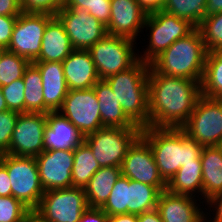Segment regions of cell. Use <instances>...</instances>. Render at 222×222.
I'll use <instances>...</instances> for the list:
<instances>
[{"label": "cell", "mask_w": 222, "mask_h": 222, "mask_svg": "<svg viewBox=\"0 0 222 222\" xmlns=\"http://www.w3.org/2000/svg\"><path fill=\"white\" fill-rule=\"evenodd\" d=\"M201 95V82L149 72V126L181 129Z\"/></svg>", "instance_id": "6da1fadb"}, {"label": "cell", "mask_w": 222, "mask_h": 222, "mask_svg": "<svg viewBox=\"0 0 222 222\" xmlns=\"http://www.w3.org/2000/svg\"><path fill=\"white\" fill-rule=\"evenodd\" d=\"M141 137L149 144L163 180L168 183L181 166L195 163L202 146L182 129L146 127Z\"/></svg>", "instance_id": "7a4b0ae2"}, {"label": "cell", "mask_w": 222, "mask_h": 222, "mask_svg": "<svg viewBox=\"0 0 222 222\" xmlns=\"http://www.w3.org/2000/svg\"><path fill=\"white\" fill-rule=\"evenodd\" d=\"M207 51L200 31L176 40L150 63L149 72L202 81Z\"/></svg>", "instance_id": "3957f363"}, {"label": "cell", "mask_w": 222, "mask_h": 222, "mask_svg": "<svg viewBox=\"0 0 222 222\" xmlns=\"http://www.w3.org/2000/svg\"><path fill=\"white\" fill-rule=\"evenodd\" d=\"M149 70L150 64L139 59L129 69L105 79L126 116L141 129L149 127Z\"/></svg>", "instance_id": "277c9868"}, {"label": "cell", "mask_w": 222, "mask_h": 222, "mask_svg": "<svg viewBox=\"0 0 222 222\" xmlns=\"http://www.w3.org/2000/svg\"><path fill=\"white\" fill-rule=\"evenodd\" d=\"M150 30L147 36L149 43L146 50L138 54V58L150 64L176 40L192 33L196 27L187 20L176 17L163 10L147 14L144 27Z\"/></svg>", "instance_id": "5b68a950"}, {"label": "cell", "mask_w": 222, "mask_h": 222, "mask_svg": "<svg viewBox=\"0 0 222 222\" xmlns=\"http://www.w3.org/2000/svg\"><path fill=\"white\" fill-rule=\"evenodd\" d=\"M135 44L130 38L107 34L89 49L100 80L129 69L139 60Z\"/></svg>", "instance_id": "8992f818"}, {"label": "cell", "mask_w": 222, "mask_h": 222, "mask_svg": "<svg viewBox=\"0 0 222 222\" xmlns=\"http://www.w3.org/2000/svg\"><path fill=\"white\" fill-rule=\"evenodd\" d=\"M142 129L102 127L84 136L100 167H121L128 149L141 136Z\"/></svg>", "instance_id": "52a82bcc"}, {"label": "cell", "mask_w": 222, "mask_h": 222, "mask_svg": "<svg viewBox=\"0 0 222 222\" xmlns=\"http://www.w3.org/2000/svg\"><path fill=\"white\" fill-rule=\"evenodd\" d=\"M1 163L7 168L11 181L12 196L33 212L38 207L45 192L40 182L35 157L3 153Z\"/></svg>", "instance_id": "ba28073f"}, {"label": "cell", "mask_w": 222, "mask_h": 222, "mask_svg": "<svg viewBox=\"0 0 222 222\" xmlns=\"http://www.w3.org/2000/svg\"><path fill=\"white\" fill-rule=\"evenodd\" d=\"M88 207L84 189L70 187L45 191L33 213L44 222H78Z\"/></svg>", "instance_id": "9c48e42d"}, {"label": "cell", "mask_w": 222, "mask_h": 222, "mask_svg": "<svg viewBox=\"0 0 222 222\" xmlns=\"http://www.w3.org/2000/svg\"><path fill=\"white\" fill-rule=\"evenodd\" d=\"M181 129L202 147L218 146L222 140V99L201 95Z\"/></svg>", "instance_id": "30bf717a"}, {"label": "cell", "mask_w": 222, "mask_h": 222, "mask_svg": "<svg viewBox=\"0 0 222 222\" xmlns=\"http://www.w3.org/2000/svg\"><path fill=\"white\" fill-rule=\"evenodd\" d=\"M54 16L50 13L22 12L17 16L6 50L34 62L40 54L45 28Z\"/></svg>", "instance_id": "8fae6325"}, {"label": "cell", "mask_w": 222, "mask_h": 222, "mask_svg": "<svg viewBox=\"0 0 222 222\" xmlns=\"http://www.w3.org/2000/svg\"><path fill=\"white\" fill-rule=\"evenodd\" d=\"M99 108V102L92 87L68 90L58 112L66 117L83 136H86L103 127Z\"/></svg>", "instance_id": "7c38bea8"}, {"label": "cell", "mask_w": 222, "mask_h": 222, "mask_svg": "<svg viewBox=\"0 0 222 222\" xmlns=\"http://www.w3.org/2000/svg\"><path fill=\"white\" fill-rule=\"evenodd\" d=\"M56 16L63 23L73 49L89 50L108 34L107 27L85 9L63 6Z\"/></svg>", "instance_id": "4fadbf2b"}, {"label": "cell", "mask_w": 222, "mask_h": 222, "mask_svg": "<svg viewBox=\"0 0 222 222\" xmlns=\"http://www.w3.org/2000/svg\"><path fill=\"white\" fill-rule=\"evenodd\" d=\"M47 114L20 113L14 127L9 149L15 156L36 157L44 151V129Z\"/></svg>", "instance_id": "5bb4252c"}, {"label": "cell", "mask_w": 222, "mask_h": 222, "mask_svg": "<svg viewBox=\"0 0 222 222\" xmlns=\"http://www.w3.org/2000/svg\"><path fill=\"white\" fill-rule=\"evenodd\" d=\"M122 176L151 186H167L149 144L140 136L128 149L121 165Z\"/></svg>", "instance_id": "9a60e30c"}, {"label": "cell", "mask_w": 222, "mask_h": 222, "mask_svg": "<svg viewBox=\"0 0 222 222\" xmlns=\"http://www.w3.org/2000/svg\"><path fill=\"white\" fill-rule=\"evenodd\" d=\"M35 159L45 191L72 187L74 151L46 150Z\"/></svg>", "instance_id": "2e32d148"}, {"label": "cell", "mask_w": 222, "mask_h": 222, "mask_svg": "<svg viewBox=\"0 0 222 222\" xmlns=\"http://www.w3.org/2000/svg\"><path fill=\"white\" fill-rule=\"evenodd\" d=\"M147 13L137 0H111V15L107 27L110 35L122 36L132 40L141 36Z\"/></svg>", "instance_id": "e0dca14e"}, {"label": "cell", "mask_w": 222, "mask_h": 222, "mask_svg": "<svg viewBox=\"0 0 222 222\" xmlns=\"http://www.w3.org/2000/svg\"><path fill=\"white\" fill-rule=\"evenodd\" d=\"M200 199L162 191L156 209L163 222H205V210ZM202 206V208H201ZM204 212H203V210Z\"/></svg>", "instance_id": "ac0fdd59"}, {"label": "cell", "mask_w": 222, "mask_h": 222, "mask_svg": "<svg viewBox=\"0 0 222 222\" xmlns=\"http://www.w3.org/2000/svg\"><path fill=\"white\" fill-rule=\"evenodd\" d=\"M62 65L68 90L89 89L100 80L89 50L74 49Z\"/></svg>", "instance_id": "d6986e66"}, {"label": "cell", "mask_w": 222, "mask_h": 222, "mask_svg": "<svg viewBox=\"0 0 222 222\" xmlns=\"http://www.w3.org/2000/svg\"><path fill=\"white\" fill-rule=\"evenodd\" d=\"M84 141L82 133L61 113H47L44 129V151L70 150Z\"/></svg>", "instance_id": "ffe728a7"}, {"label": "cell", "mask_w": 222, "mask_h": 222, "mask_svg": "<svg viewBox=\"0 0 222 222\" xmlns=\"http://www.w3.org/2000/svg\"><path fill=\"white\" fill-rule=\"evenodd\" d=\"M43 83L44 113L59 111L68 93L62 62H32Z\"/></svg>", "instance_id": "44dd1931"}, {"label": "cell", "mask_w": 222, "mask_h": 222, "mask_svg": "<svg viewBox=\"0 0 222 222\" xmlns=\"http://www.w3.org/2000/svg\"><path fill=\"white\" fill-rule=\"evenodd\" d=\"M73 50L63 23L55 15L45 28L40 54L34 62H63Z\"/></svg>", "instance_id": "7402d4cb"}, {"label": "cell", "mask_w": 222, "mask_h": 222, "mask_svg": "<svg viewBox=\"0 0 222 222\" xmlns=\"http://www.w3.org/2000/svg\"><path fill=\"white\" fill-rule=\"evenodd\" d=\"M93 89L96 93L103 127L136 128L126 116L112 88L105 80H99Z\"/></svg>", "instance_id": "603a6c76"}, {"label": "cell", "mask_w": 222, "mask_h": 222, "mask_svg": "<svg viewBox=\"0 0 222 222\" xmlns=\"http://www.w3.org/2000/svg\"><path fill=\"white\" fill-rule=\"evenodd\" d=\"M203 199L222 193V150L218 146L203 147L201 152Z\"/></svg>", "instance_id": "cb8c5ba5"}, {"label": "cell", "mask_w": 222, "mask_h": 222, "mask_svg": "<svg viewBox=\"0 0 222 222\" xmlns=\"http://www.w3.org/2000/svg\"><path fill=\"white\" fill-rule=\"evenodd\" d=\"M121 175V167H101L84 188L88 206L102 208Z\"/></svg>", "instance_id": "d4e9b609"}, {"label": "cell", "mask_w": 222, "mask_h": 222, "mask_svg": "<svg viewBox=\"0 0 222 222\" xmlns=\"http://www.w3.org/2000/svg\"><path fill=\"white\" fill-rule=\"evenodd\" d=\"M166 190L173 194L197 197L202 200L203 182L201 159H197L195 163H188L181 166L167 183Z\"/></svg>", "instance_id": "484cf974"}, {"label": "cell", "mask_w": 222, "mask_h": 222, "mask_svg": "<svg viewBox=\"0 0 222 222\" xmlns=\"http://www.w3.org/2000/svg\"><path fill=\"white\" fill-rule=\"evenodd\" d=\"M167 186H151L129 179L127 214H142L156 208L159 195Z\"/></svg>", "instance_id": "4316f807"}, {"label": "cell", "mask_w": 222, "mask_h": 222, "mask_svg": "<svg viewBox=\"0 0 222 222\" xmlns=\"http://www.w3.org/2000/svg\"><path fill=\"white\" fill-rule=\"evenodd\" d=\"M100 168L89 145L85 141L81 142L74 149L72 187L84 189Z\"/></svg>", "instance_id": "83f0119b"}, {"label": "cell", "mask_w": 222, "mask_h": 222, "mask_svg": "<svg viewBox=\"0 0 222 222\" xmlns=\"http://www.w3.org/2000/svg\"><path fill=\"white\" fill-rule=\"evenodd\" d=\"M201 94L222 99V49L207 52Z\"/></svg>", "instance_id": "f1b7e54d"}, {"label": "cell", "mask_w": 222, "mask_h": 222, "mask_svg": "<svg viewBox=\"0 0 222 222\" xmlns=\"http://www.w3.org/2000/svg\"><path fill=\"white\" fill-rule=\"evenodd\" d=\"M25 113H44L43 83L39 69L30 63L23 75Z\"/></svg>", "instance_id": "f546056e"}, {"label": "cell", "mask_w": 222, "mask_h": 222, "mask_svg": "<svg viewBox=\"0 0 222 222\" xmlns=\"http://www.w3.org/2000/svg\"><path fill=\"white\" fill-rule=\"evenodd\" d=\"M207 0H164L162 10L192 23L196 28L205 17Z\"/></svg>", "instance_id": "4dcf8cb0"}, {"label": "cell", "mask_w": 222, "mask_h": 222, "mask_svg": "<svg viewBox=\"0 0 222 222\" xmlns=\"http://www.w3.org/2000/svg\"><path fill=\"white\" fill-rule=\"evenodd\" d=\"M30 63L26 58L5 49L0 56V87L23 78Z\"/></svg>", "instance_id": "1f68e13d"}, {"label": "cell", "mask_w": 222, "mask_h": 222, "mask_svg": "<svg viewBox=\"0 0 222 222\" xmlns=\"http://www.w3.org/2000/svg\"><path fill=\"white\" fill-rule=\"evenodd\" d=\"M197 29L207 52L222 49V12L204 17Z\"/></svg>", "instance_id": "d6a6232c"}, {"label": "cell", "mask_w": 222, "mask_h": 222, "mask_svg": "<svg viewBox=\"0 0 222 222\" xmlns=\"http://www.w3.org/2000/svg\"><path fill=\"white\" fill-rule=\"evenodd\" d=\"M127 187L129 178L121 175L113 186L107 202L101 208L108 216L127 214Z\"/></svg>", "instance_id": "836d02e7"}, {"label": "cell", "mask_w": 222, "mask_h": 222, "mask_svg": "<svg viewBox=\"0 0 222 222\" xmlns=\"http://www.w3.org/2000/svg\"><path fill=\"white\" fill-rule=\"evenodd\" d=\"M32 211L11 196H0V222H24Z\"/></svg>", "instance_id": "e575fe53"}, {"label": "cell", "mask_w": 222, "mask_h": 222, "mask_svg": "<svg viewBox=\"0 0 222 222\" xmlns=\"http://www.w3.org/2000/svg\"><path fill=\"white\" fill-rule=\"evenodd\" d=\"M64 6L85 9L105 26L109 24L111 0H66Z\"/></svg>", "instance_id": "d590c367"}, {"label": "cell", "mask_w": 222, "mask_h": 222, "mask_svg": "<svg viewBox=\"0 0 222 222\" xmlns=\"http://www.w3.org/2000/svg\"><path fill=\"white\" fill-rule=\"evenodd\" d=\"M8 110L25 113V85L23 78L12 81L9 85L1 86Z\"/></svg>", "instance_id": "8d00e7d4"}, {"label": "cell", "mask_w": 222, "mask_h": 222, "mask_svg": "<svg viewBox=\"0 0 222 222\" xmlns=\"http://www.w3.org/2000/svg\"><path fill=\"white\" fill-rule=\"evenodd\" d=\"M19 114V112L12 110L0 113V151L3 153L9 149L12 133Z\"/></svg>", "instance_id": "74e56055"}, {"label": "cell", "mask_w": 222, "mask_h": 222, "mask_svg": "<svg viewBox=\"0 0 222 222\" xmlns=\"http://www.w3.org/2000/svg\"><path fill=\"white\" fill-rule=\"evenodd\" d=\"M66 0H20L22 12L50 13L56 15Z\"/></svg>", "instance_id": "f35d334b"}, {"label": "cell", "mask_w": 222, "mask_h": 222, "mask_svg": "<svg viewBox=\"0 0 222 222\" xmlns=\"http://www.w3.org/2000/svg\"><path fill=\"white\" fill-rule=\"evenodd\" d=\"M17 17L0 15V47L7 49Z\"/></svg>", "instance_id": "ab89813d"}, {"label": "cell", "mask_w": 222, "mask_h": 222, "mask_svg": "<svg viewBox=\"0 0 222 222\" xmlns=\"http://www.w3.org/2000/svg\"><path fill=\"white\" fill-rule=\"evenodd\" d=\"M205 203V206L208 205V210L210 209L209 212L205 211V222H222V193L211 197ZM210 211L213 213H210ZM210 214H213V217Z\"/></svg>", "instance_id": "60d3db41"}, {"label": "cell", "mask_w": 222, "mask_h": 222, "mask_svg": "<svg viewBox=\"0 0 222 222\" xmlns=\"http://www.w3.org/2000/svg\"><path fill=\"white\" fill-rule=\"evenodd\" d=\"M109 216L101 208L88 207L78 222H108Z\"/></svg>", "instance_id": "b9f144b4"}, {"label": "cell", "mask_w": 222, "mask_h": 222, "mask_svg": "<svg viewBox=\"0 0 222 222\" xmlns=\"http://www.w3.org/2000/svg\"><path fill=\"white\" fill-rule=\"evenodd\" d=\"M21 13L20 0H0V15L17 17Z\"/></svg>", "instance_id": "7bdbcfd3"}, {"label": "cell", "mask_w": 222, "mask_h": 222, "mask_svg": "<svg viewBox=\"0 0 222 222\" xmlns=\"http://www.w3.org/2000/svg\"><path fill=\"white\" fill-rule=\"evenodd\" d=\"M12 195L11 181L7 168L0 162V196L6 197Z\"/></svg>", "instance_id": "ee69618b"}, {"label": "cell", "mask_w": 222, "mask_h": 222, "mask_svg": "<svg viewBox=\"0 0 222 222\" xmlns=\"http://www.w3.org/2000/svg\"><path fill=\"white\" fill-rule=\"evenodd\" d=\"M137 2L147 14L162 10L164 4V0H137Z\"/></svg>", "instance_id": "f6af8a7d"}, {"label": "cell", "mask_w": 222, "mask_h": 222, "mask_svg": "<svg viewBox=\"0 0 222 222\" xmlns=\"http://www.w3.org/2000/svg\"><path fill=\"white\" fill-rule=\"evenodd\" d=\"M138 222H163L157 209L138 214Z\"/></svg>", "instance_id": "bcb514c9"}, {"label": "cell", "mask_w": 222, "mask_h": 222, "mask_svg": "<svg viewBox=\"0 0 222 222\" xmlns=\"http://www.w3.org/2000/svg\"><path fill=\"white\" fill-rule=\"evenodd\" d=\"M220 12H222V0H207L205 17Z\"/></svg>", "instance_id": "7dc6e473"}, {"label": "cell", "mask_w": 222, "mask_h": 222, "mask_svg": "<svg viewBox=\"0 0 222 222\" xmlns=\"http://www.w3.org/2000/svg\"><path fill=\"white\" fill-rule=\"evenodd\" d=\"M108 222H138L137 214H117L109 216Z\"/></svg>", "instance_id": "c3c4849f"}, {"label": "cell", "mask_w": 222, "mask_h": 222, "mask_svg": "<svg viewBox=\"0 0 222 222\" xmlns=\"http://www.w3.org/2000/svg\"><path fill=\"white\" fill-rule=\"evenodd\" d=\"M7 110H8V107L6 105L5 98H4L1 88H0V113L5 112Z\"/></svg>", "instance_id": "681fc988"}, {"label": "cell", "mask_w": 222, "mask_h": 222, "mask_svg": "<svg viewBox=\"0 0 222 222\" xmlns=\"http://www.w3.org/2000/svg\"><path fill=\"white\" fill-rule=\"evenodd\" d=\"M24 222H44V221H42L37 215H35L32 212Z\"/></svg>", "instance_id": "f907efd6"}, {"label": "cell", "mask_w": 222, "mask_h": 222, "mask_svg": "<svg viewBox=\"0 0 222 222\" xmlns=\"http://www.w3.org/2000/svg\"><path fill=\"white\" fill-rule=\"evenodd\" d=\"M5 49L1 48L0 47V56L2 55V52L4 51Z\"/></svg>", "instance_id": "816d5d0a"}, {"label": "cell", "mask_w": 222, "mask_h": 222, "mask_svg": "<svg viewBox=\"0 0 222 222\" xmlns=\"http://www.w3.org/2000/svg\"><path fill=\"white\" fill-rule=\"evenodd\" d=\"M218 147L222 150V140H221L220 144L218 145Z\"/></svg>", "instance_id": "f5cc1de1"}, {"label": "cell", "mask_w": 222, "mask_h": 222, "mask_svg": "<svg viewBox=\"0 0 222 222\" xmlns=\"http://www.w3.org/2000/svg\"><path fill=\"white\" fill-rule=\"evenodd\" d=\"M2 156H3V152L0 151V162H1V158H2Z\"/></svg>", "instance_id": "db71d44e"}]
</instances>
